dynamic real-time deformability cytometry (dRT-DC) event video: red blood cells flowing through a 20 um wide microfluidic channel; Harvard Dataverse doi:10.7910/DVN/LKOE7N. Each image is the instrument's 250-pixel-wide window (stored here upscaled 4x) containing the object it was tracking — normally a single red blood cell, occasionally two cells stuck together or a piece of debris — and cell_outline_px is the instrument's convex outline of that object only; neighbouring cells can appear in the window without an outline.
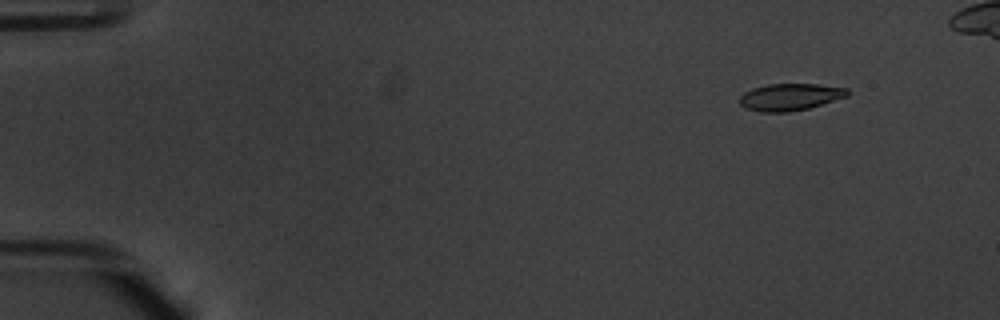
{"species": "common noctule bat (a hibernating species)", "species_latin": "Nyctalus noctula", "temperature_condition": "warm", "stored_images_in_passage": 18, "camera_frame_rate_fps": 3000, "um_per_image_px": 0.085, "animal": {"sex": "male", "body_mass_g": 20.1, "forearm_length_mm": 53.5}, "frame": {"image": 1, "passage_image": 6, "time_ms": 1.667, "image_size_px": [1000, 320], "cell_outline_px": [[848, 96], [808, 108], [788, 112], [760, 112], [748, 108], [740, 104], [740, 96], [744, 92], [752, 88], [768, 84], [820, 84], [848, 88]], "centroid_in_image_um": [67.16, 8.23], "position_along_channel_um": 17.8, "area_um2": 16.88}}